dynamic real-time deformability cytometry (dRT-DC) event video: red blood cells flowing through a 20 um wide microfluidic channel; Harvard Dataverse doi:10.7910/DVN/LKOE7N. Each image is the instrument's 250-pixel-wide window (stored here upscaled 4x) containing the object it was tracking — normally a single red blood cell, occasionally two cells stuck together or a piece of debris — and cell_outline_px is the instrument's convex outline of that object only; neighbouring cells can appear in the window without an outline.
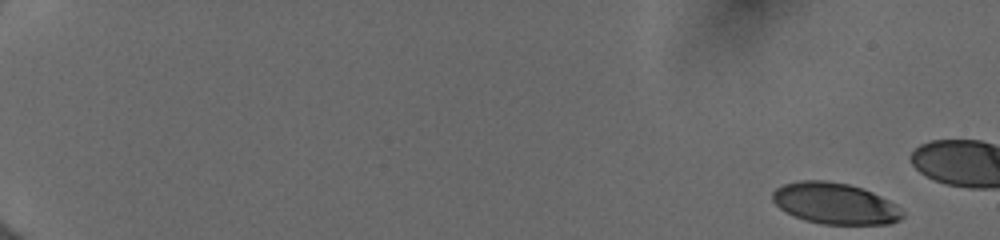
{"species": "human", "species_latin": "Homo sapiens", "temperature_condition": "cold", "stored_images_in_passage": 22, "camera_frame_rate_fps": 3000, "um_per_image_px": 0.085, "donor": {"sex": "female"}, "frame": {"image": 1, "passage_image": 1, "time_ms": 0.0, "image_size_px": [1000, 240], "cell_outline_px": [[904, 216], [900, 220], [888, 224], [824, 224], [804, 220], [780, 208], [772, 200], [772, 192], [776, 188], [784, 184], [800, 180], [828, 180], [848, 184], [864, 188], [896, 204], [904, 212]], "centroid_in_image_um": [70.99, 17.29], "position_along_channel_um": 14.0, "area_um2": 31.27}}
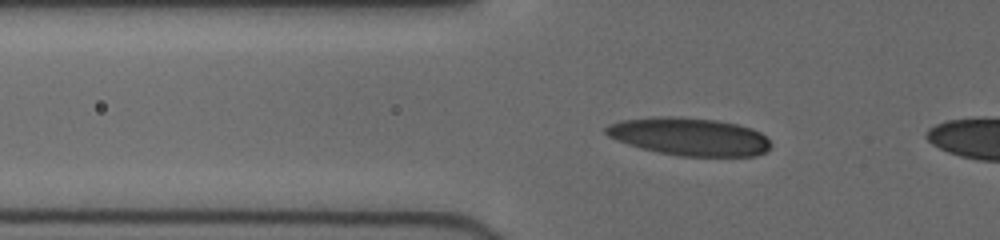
{"frame": {"image": 2, "passage_image": 19, "time_ms": 6.0, "image_size_px": [1000, 240], "cell_outline_px": [[772, 144], [764, 152], [756, 156], [680, 156], [640, 148], [616, 140], [608, 136], [604, 132], [604, 128], [608, 124], [620, 120], [652, 116], [672, 116], [716, 120], [736, 124], [752, 128], [760, 132]], "centroid_in_image_um": [58.55, 11.6], "position_along_channel_um": 67.3, "area_um2": 36.41}}